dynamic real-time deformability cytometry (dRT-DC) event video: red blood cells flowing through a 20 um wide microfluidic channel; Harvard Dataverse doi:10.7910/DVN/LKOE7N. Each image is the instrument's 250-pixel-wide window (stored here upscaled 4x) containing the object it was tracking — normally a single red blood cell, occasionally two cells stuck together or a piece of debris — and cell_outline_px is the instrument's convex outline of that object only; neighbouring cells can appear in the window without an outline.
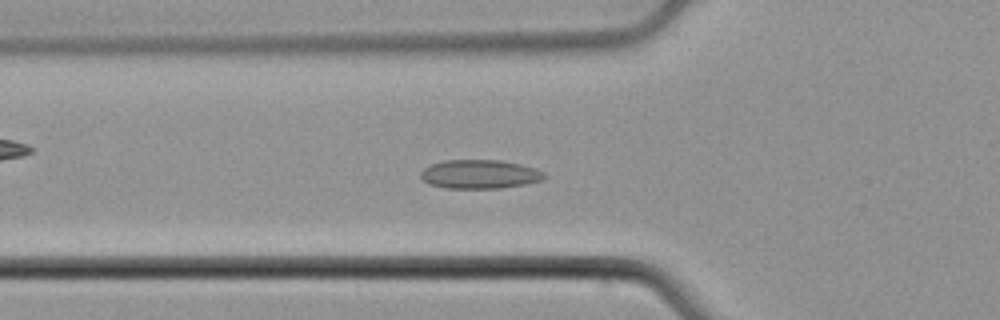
{"species": "common noctule bat (a hibernating species)", "species_latin": "Nyctalus noctula", "temperature_condition": "cold", "stored_images_in_passage": 55, "camera_frame_rate_fps": 3000, "um_per_image_px": 0.085, "animal": {"sex": "male", "body_mass_g": 21.5, "forearm_length_mm": 52.0}, "frame": {"image": 1, "passage_image": 20, "time_ms": 6.333, "image_size_px": [1000, 320], "cell_outline_px": [[548, 176], [544, 180], [524, 184], [500, 188], [448, 188], [428, 184], [420, 180], [420, 172], [424, 168], [432, 164], [444, 160], [500, 160], [520, 164], [536, 168], [544, 172]], "centroid_in_image_um": [40.78, 14.81], "position_along_channel_um": 85.0, "area_um2": 20.98}}
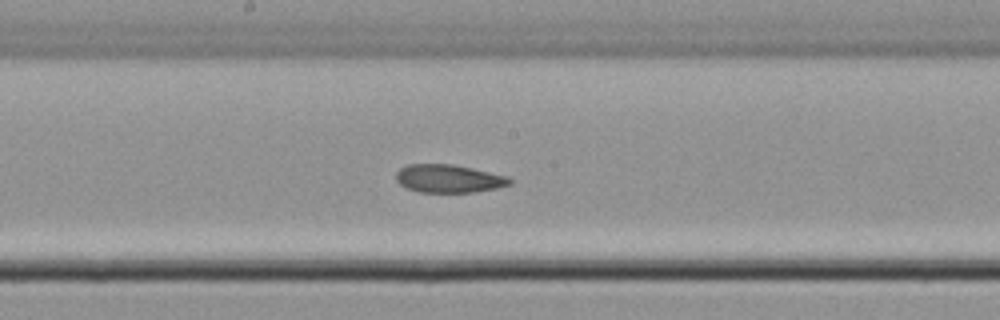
{"frame": {"image": 2, "passage_image": 30, "time_ms": 9.667, "image_size_px": [1000, 320], "cell_outline_px": [[512, 184], [496, 188], [472, 192], [420, 192], [408, 188], [400, 184], [396, 180], [396, 172], [400, 168], [408, 164], [452, 164], [472, 168], [508, 176], [512, 180]], "centroid_in_image_um": [38.14, 15.17], "position_along_channel_um": 210.1, "area_um2": 18.55}}
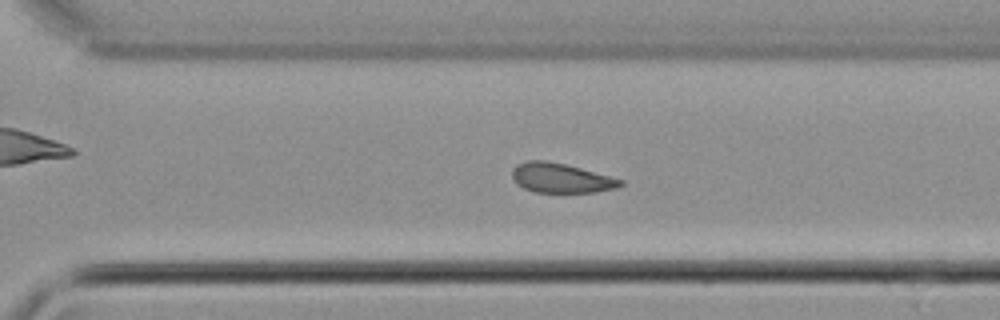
{"frame": {"image": 3, "passage_image": 39, "time_ms": 12.667, "image_size_px": [1000, 320], "cell_outline_px": [[624, 184], [616, 188], [596, 192], [536, 192], [524, 188], [516, 184], [512, 176], [512, 168], [516, 164], [528, 160], [548, 160], [580, 168], [624, 180]], "centroid_in_image_um": [47.66, 15.12], "position_along_channel_um": 322.9, "area_um2": 18.67}, "authors_computed_cell_mechanics": {"area_um2": 19.4786, "velocity_mm_per_s": 3.7576, "shape_relaxation_time_tau1_ms": null, "shape_relaxation_time_tau2_ms": 8.3456, "deformation_change_tau1": null, "deformation_change_tau2": 0.1345}}